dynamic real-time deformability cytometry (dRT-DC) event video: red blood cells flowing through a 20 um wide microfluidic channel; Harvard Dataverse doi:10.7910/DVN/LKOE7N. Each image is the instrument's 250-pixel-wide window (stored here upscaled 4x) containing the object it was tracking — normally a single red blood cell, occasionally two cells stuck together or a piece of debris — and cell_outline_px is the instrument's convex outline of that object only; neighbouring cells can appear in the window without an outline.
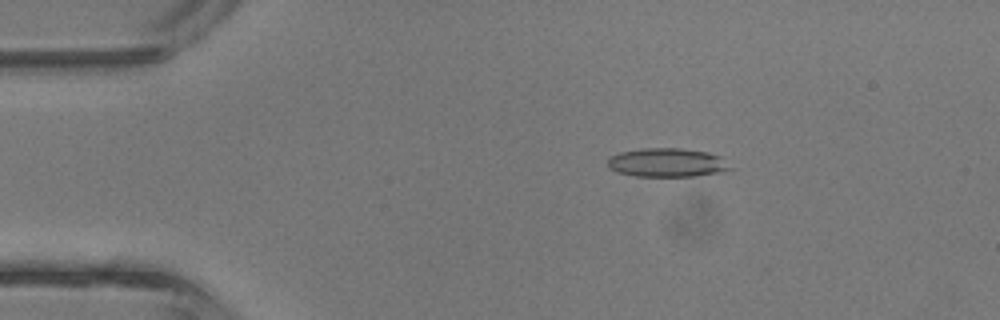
{"species": "common noctule bat (a hibernating species)", "species_latin": "Nyctalus noctula", "temperature_condition": "room temperature", "stored_images_in_passage": 43, "camera_frame_rate_fps": 3000, "um_per_image_px": 0.085, "animal": {"sex": "male", "body_mass_g": 13.3}, "frame": {"image": 1, "passage_image": 8, "time_ms": 2.333, "image_size_px": [1000, 320], "cell_outline_px": [[732, 168], [720, 172], [696, 176], [636, 176], [616, 172], [608, 168], [608, 160], [612, 156], [620, 152], [640, 148], [680, 148], [708, 152], [720, 156]], "centroid_in_image_um": [56.68, 13.82], "position_along_channel_um": 28.3, "area_um2": 20.52}}
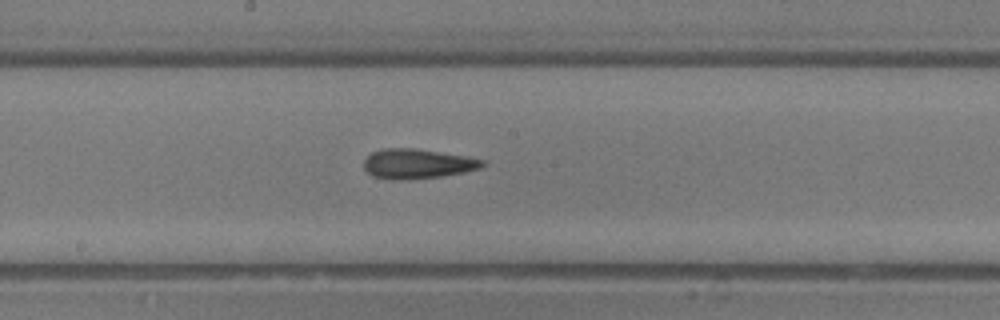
{"frame": {"image": 2, "passage_image": 23, "time_ms": 7.333, "image_size_px": [1000, 320], "cell_outline_px": [[488, 164], [480, 168], [464, 172], [444, 176], [408, 180], [392, 180], [372, 176], [364, 168], [364, 160], [372, 152], [380, 148], [416, 148], [468, 156], [488, 160]], "centroid_in_image_um": [35.53, 13.92], "position_along_channel_um": 212.7, "area_um2": 21.04}}
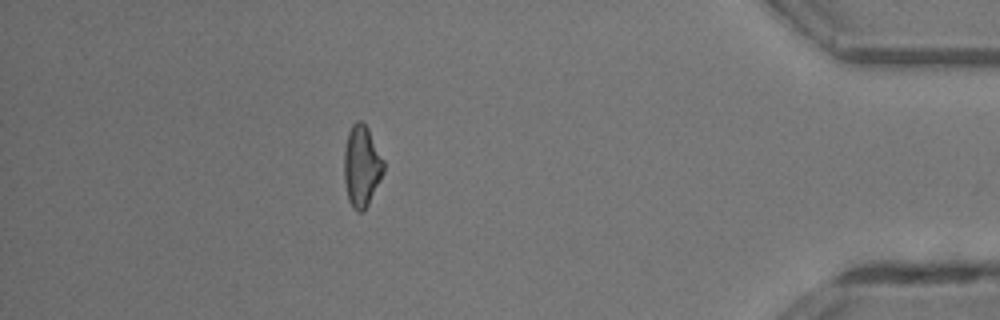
{"frame": {"image": 3, "passage_image": 38, "time_ms": 12.333, "image_size_px": [1000, 320], "cell_outline_px": [[384, 172], [368, 204], [360, 212], [356, 212], [352, 208], [348, 200], [344, 180], [344, 152], [348, 132], [352, 124], [356, 120], [360, 120], [368, 128], [384, 160]], "centroid_in_image_um": [30.73, 14.11], "position_along_channel_um": 404.5, "area_um2": 18.73}, "authors_computed_cell_mechanics": {"area_um2": 19.9988, "velocity_mm_per_s": 4.8288, "shape_relaxation_time_tau1_ms": null, "shape_relaxation_time_tau2_ms": 6.0476, "deformation_change_tau1": null, "deformation_change_tau2": 0.1935}}